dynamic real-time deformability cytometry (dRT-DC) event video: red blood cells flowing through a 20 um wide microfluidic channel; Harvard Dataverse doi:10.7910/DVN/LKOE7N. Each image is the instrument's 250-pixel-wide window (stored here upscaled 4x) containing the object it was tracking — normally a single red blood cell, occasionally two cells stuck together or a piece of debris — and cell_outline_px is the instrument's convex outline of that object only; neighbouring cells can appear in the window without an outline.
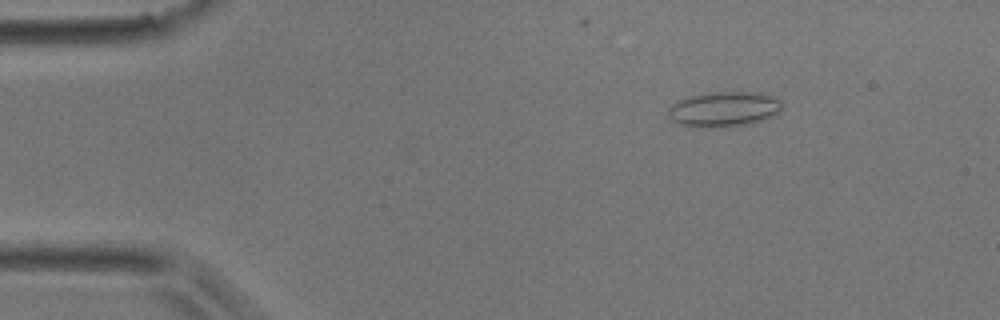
{"species": "common noctule bat (a hibernating species)", "species_latin": "Nyctalus noctula", "temperature_condition": "room temperature", "stored_images_in_passage": 4, "camera_frame_rate_fps": 3000, "um_per_image_px": 0.085, "animal": {"sex": "male", "body_mass_g": 17.9}, "frame": {"image": 1, "passage_image": 2, "time_ms": 0.333, "image_size_px": [1000, 320], "cell_outline_px": [[780, 108], [776, 112], [764, 120], [748, 124], [716, 128], [704, 128], [680, 124], [672, 120], [668, 116], [668, 108], [672, 104], [688, 96], [708, 92], [760, 92], [772, 96], [780, 100]], "centroid_in_image_um": [61.49, 9.28], "position_along_channel_um": 23.5, "area_um2": 23.29}}